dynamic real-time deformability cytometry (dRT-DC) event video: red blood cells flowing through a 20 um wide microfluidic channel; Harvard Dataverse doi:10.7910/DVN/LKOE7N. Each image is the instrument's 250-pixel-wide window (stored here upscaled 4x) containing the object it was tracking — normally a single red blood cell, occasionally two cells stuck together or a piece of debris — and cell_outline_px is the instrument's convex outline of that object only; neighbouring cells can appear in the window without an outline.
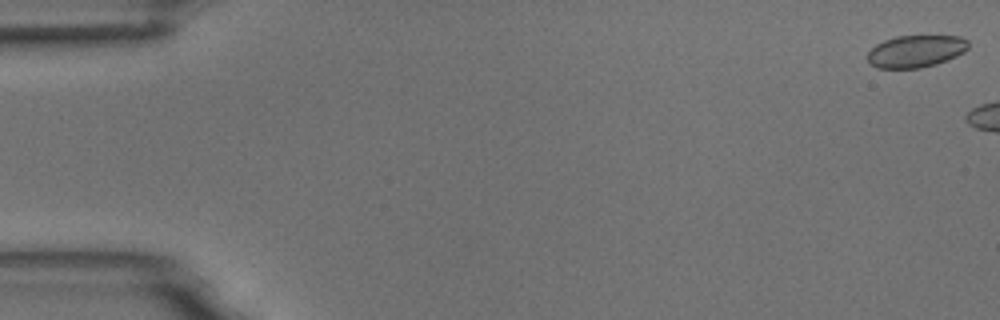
{"species": "common noctule bat (a hibernating species)", "species_latin": "Nyctalus noctula", "temperature_condition": "room temperature", "stored_images_in_passage": 5, "camera_frame_rate_fps": 3000, "um_per_image_px": 0.085, "animal": {"sex": "male", "body_mass_g": 18.8}, "frame": {"image": 1, "passage_image": 1, "time_ms": 0.0, "image_size_px": [1000, 320], "cell_outline_px": [[968, 48], [964, 52], [956, 56], [936, 64], [920, 68], [876, 68], [868, 60], [868, 52], [876, 44], [884, 40], [896, 36], [960, 36], [968, 40]], "centroid_in_image_um": [77.85, 4.35], "position_along_channel_um": 7.2, "area_um2": 18.84}}